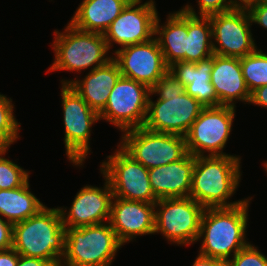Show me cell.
I'll return each mask as SVG.
<instances>
[{"label": "cell", "mask_w": 267, "mask_h": 266, "mask_svg": "<svg viewBox=\"0 0 267 266\" xmlns=\"http://www.w3.org/2000/svg\"><path fill=\"white\" fill-rule=\"evenodd\" d=\"M64 30V32L54 31L55 40L52 45L55 60L48 72L56 70L79 72L93 66L92 71L112 60L113 57L106 56L109 48L102 33L82 31L70 23Z\"/></svg>", "instance_id": "cell-5"}, {"label": "cell", "mask_w": 267, "mask_h": 266, "mask_svg": "<svg viewBox=\"0 0 267 266\" xmlns=\"http://www.w3.org/2000/svg\"><path fill=\"white\" fill-rule=\"evenodd\" d=\"M123 1H125L127 4H134L142 0H123Z\"/></svg>", "instance_id": "cell-39"}, {"label": "cell", "mask_w": 267, "mask_h": 266, "mask_svg": "<svg viewBox=\"0 0 267 266\" xmlns=\"http://www.w3.org/2000/svg\"><path fill=\"white\" fill-rule=\"evenodd\" d=\"M213 56L198 62L179 61L169 66V71L184 86L188 95L204 107H217L218 97L211 83Z\"/></svg>", "instance_id": "cell-20"}, {"label": "cell", "mask_w": 267, "mask_h": 266, "mask_svg": "<svg viewBox=\"0 0 267 266\" xmlns=\"http://www.w3.org/2000/svg\"><path fill=\"white\" fill-rule=\"evenodd\" d=\"M126 5L123 0H83L69 23L82 31L104 34Z\"/></svg>", "instance_id": "cell-23"}, {"label": "cell", "mask_w": 267, "mask_h": 266, "mask_svg": "<svg viewBox=\"0 0 267 266\" xmlns=\"http://www.w3.org/2000/svg\"><path fill=\"white\" fill-rule=\"evenodd\" d=\"M104 185L102 189L90 185L83 187L69 211L59 207L63 226L79 228L109 221L114 194L106 178Z\"/></svg>", "instance_id": "cell-16"}, {"label": "cell", "mask_w": 267, "mask_h": 266, "mask_svg": "<svg viewBox=\"0 0 267 266\" xmlns=\"http://www.w3.org/2000/svg\"><path fill=\"white\" fill-rule=\"evenodd\" d=\"M249 103L267 108V85L251 92Z\"/></svg>", "instance_id": "cell-34"}, {"label": "cell", "mask_w": 267, "mask_h": 266, "mask_svg": "<svg viewBox=\"0 0 267 266\" xmlns=\"http://www.w3.org/2000/svg\"><path fill=\"white\" fill-rule=\"evenodd\" d=\"M205 107L186 92L153 102L149 96L144 128L185 136Z\"/></svg>", "instance_id": "cell-13"}, {"label": "cell", "mask_w": 267, "mask_h": 266, "mask_svg": "<svg viewBox=\"0 0 267 266\" xmlns=\"http://www.w3.org/2000/svg\"><path fill=\"white\" fill-rule=\"evenodd\" d=\"M12 99L0 94V138L8 145L19 138L18 130L20 123L16 121L13 115Z\"/></svg>", "instance_id": "cell-27"}, {"label": "cell", "mask_w": 267, "mask_h": 266, "mask_svg": "<svg viewBox=\"0 0 267 266\" xmlns=\"http://www.w3.org/2000/svg\"><path fill=\"white\" fill-rule=\"evenodd\" d=\"M227 266H267V257L249 243L229 259Z\"/></svg>", "instance_id": "cell-30"}, {"label": "cell", "mask_w": 267, "mask_h": 266, "mask_svg": "<svg viewBox=\"0 0 267 266\" xmlns=\"http://www.w3.org/2000/svg\"><path fill=\"white\" fill-rule=\"evenodd\" d=\"M121 246L109 221L66 227L65 253L60 266H110Z\"/></svg>", "instance_id": "cell-4"}, {"label": "cell", "mask_w": 267, "mask_h": 266, "mask_svg": "<svg viewBox=\"0 0 267 266\" xmlns=\"http://www.w3.org/2000/svg\"><path fill=\"white\" fill-rule=\"evenodd\" d=\"M237 1H238V3L240 5H244V4H246V3L250 2V1H253V0H237Z\"/></svg>", "instance_id": "cell-40"}, {"label": "cell", "mask_w": 267, "mask_h": 266, "mask_svg": "<svg viewBox=\"0 0 267 266\" xmlns=\"http://www.w3.org/2000/svg\"><path fill=\"white\" fill-rule=\"evenodd\" d=\"M65 234L59 208L45 206L32 217L13 225L12 248L19 255L60 266L65 253Z\"/></svg>", "instance_id": "cell-3"}, {"label": "cell", "mask_w": 267, "mask_h": 266, "mask_svg": "<svg viewBox=\"0 0 267 266\" xmlns=\"http://www.w3.org/2000/svg\"><path fill=\"white\" fill-rule=\"evenodd\" d=\"M264 165H265L264 167H265V169H266V171H267V161L265 162Z\"/></svg>", "instance_id": "cell-41"}, {"label": "cell", "mask_w": 267, "mask_h": 266, "mask_svg": "<svg viewBox=\"0 0 267 266\" xmlns=\"http://www.w3.org/2000/svg\"><path fill=\"white\" fill-rule=\"evenodd\" d=\"M211 83L218 106L235 107L236 100L249 103L251 93L242 74L240 58L213 54Z\"/></svg>", "instance_id": "cell-19"}, {"label": "cell", "mask_w": 267, "mask_h": 266, "mask_svg": "<svg viewBox=\"0 0 267 266\" xmlns=\"http://www.w3.org/2000/svg\"><path fill=\"white\" fill-rule=\"evenodd\" d=\"M239 5L237 0H198V13L200 16H210L233 10Z\"/></svg>", "instance_id": "cell-31"}, {"label": "cell", "mask_w": 267, "mask_h": 266, "mask_svg": "<svg viewBox=\"0 0 267 266\" xmlns=\"http://www.w3.org/2000/svg\"><path fill=\"white\" fill-rule=\"evenodd\" d=\"M157 15L155 21V36L163 53L165 63L169 67L173 63L185 61L188 36V13L182 9L168 15L164 26H160Z\"/></svg>", "instance_id": "cell-22"}, {"label": "cell", "mask_w": 267, "mask_h": 266, "mask_svg": "<svg viewBox=\"0 0 267 266\" xmlns=\"http://www.w3.org/2000/svg\"><path fill=\"white\" fill-rule=\"evenodd\" d=\"M13 225L0 217V251L12 248Z\"/></svg>", "instance_id": "cell-33"}, {"label": "cell", "mask_w": 267, "mask_h": 266, "mask_svg": "<svg viewBox=\"0 0 267 266\" xmlns=\"http://www.w3.org/2000/svg\"><path fill=\"white\" fill-rule=\"evenodd\" d=\"M123 133L118 148L121 147L147 169L175 162L188 153L185 136L153 132L144 127Z\"/></svg>", "instance_id": "cell-6"}, {"label": "cell", "mask_w": 267, "mask_h": 266, "mask_svg": "<svg viewBox=\"0 0 267 266\" xmlns=\"http://www.w3.org/2000/svg\"><path fill=\"white\" fill-rule=\"evenodd\" d=\"M240 65L250 93L267 85V54L261 49L240 58Z\"/></svg>", "instance_id": "cell-26"}, {"label": "cell", "mask_w": 267, "mask_h": 266, "mask_svg": "<svg viewBox=\"0 0 267 266\" xmlns=\"http://www.w3.org/2000/svg\"><path fill=\"white\" fill-rule=\"evenodd\" d=\"M113 60L123 77L147 85L150 89L169 70L157 39L115 50Z\"/></svg>", "instance_id": "cell-14"}, {"label": "cell", "mask_w": 267, "mask_h": 266, "mask_svg": "<svg viewBox=\"0 0 267 266\" xmlns=\"http://www.w3.org/2000/svg\"><path fill=\"white\" fill-rule=\"evenodd\" d=\"M234 117L235 107H205L185 135L188 153L194 157L204 156L205 152H209V156L227 155L223 153V148Z\"/></svg>", "instance_id": "cell-11"}, {"label": "cell", "mask_w": 267, "mask_h": 266, "mask_svg": "<svg viewBox=\"0 0 267 266\" xmlns=\"http://www.w3.org/2000/svg\"><path fill=\"white\" fill-rule=\"evenodd\" d=\"M18 253L13 249L0 251V266H17Z\"/></svg>", "instance_id": "cell-35"}, {"label": "cell", "mask_w": 267, "mask_h": 266, "mask_svg": "<svg viewBox=\"0 0 267 266\" xmlns=\"http://www.w3.org/2000/svg\"><path fill=\"white\" fill-rule=\"evenodd\" d=\"M157 15L158 12L153 0L144 4H141V1L127 4L103 34L108 48L110 49L113 43L123 48L154 38L152 36L155 34Z\"/></svg>", "instance_id": "cell-15"}, {"label": "cell", "mask_w": 267, "mask_h": 266, "mask_svg": "<svg viewBox=\"0 0 267 266\" xmlns=\"http://www.w3.org/2000/svg\"><path fill=\"white\" fill-rule=\"evenodd\" d=\"M5 154L6 151L0 153V189H15L29 180V172L15 162L2 157Z\"/></svg>", "instance_id": "cell-28"}, {"label": "cell", "mask_w": 267, "mask_h": 266, "mask_svg": "<svg viewBox=\"0 0 267 266\" xmlns=\"http://www.w3.org/2000/svg\"><path fill=\"white\" fill-rule=\"evenodd\" d=\"M209 17L214 54L242 58L257 49L250 30L252 23L244 5Z\"/></svg>", "instance_id": "cell-12"}, {"label": "cell", "mask_w": 267, "mask_h": 266, "mask_svg": "<svg viewBox=\"0 0 267 266\" xmlns=\"http://www.w3.org/2000/svg\"><path fill=\"white\" fill-rule=\"evenodd\" d=\"M192 266H227V262L217 258H209L199 254Z\"/></svg>", "instance_id": "cell-37"}, {"label": "cell", "mask_w": 267, "mask_h": 266, "mask_svg": "<svg viewBox=\"0 0 267 266\" xmlns=\"http://www.w3.org/2000/svg\"><path fill=\"white\" fill-rule=\"evenodd\" d=\"M185 86L168 70L150 89V95L159 94L157 100L185 93Z\"/></svg>", "instance_id": "cell-29"}, {"label": "cell", "mask_w": 267, "mask_h": 266, "mask_svg": "<svg viewBox=\"0 0 267 266\" xmlns=\"http://www.w3.org/2000/svg\"><path fill=\"white\" fill-rule=\"evenodd\" d=\"M149 96L150 88L147 85L121 76L111 89L108 102L99 113V119H105L122 132L143 127Z\"/></svg>", "instance_id": "cell-9"}, {"label": "cell", "mask_w": 267, "mask_h": 266, "mask_svg": "<svg viewBox=\"0 0 267 266\" xmlns=\"http://www.w3.org/2000/svg\"><path fill=\"white\" fill-rule=\"evenodd\" d=\"M240 160L230 154L195 157L189 197L204 208L233 207L243 202H227L241 180Z\"/></svg>", "instance_id": "cell-1"}, {"label": "cell", "mask_w": 267, "mask_h": 266, "mask_svg": "<svg viewBox=\"0 0 267 266\" xmlns=\"http://www.w3.org/2000/svg\"><path fill=\"white\" fill-rule=\"evenodd\" d=\"M61 91L66 155L81 166L90 150L92 124L100 120L99 114L69 84H62Z\"/></svg>", "instance_id": "cell-8"}, {"label": "cell", "mask_w": 267, "mask_h": 266, "mask_svg": "<svg viewBox=\"0 0 267 266\" xmlns=\"http://www.w3.org/2000/svg\"><path fill=\"white\" fill-rule=\"evenodd\" d=\"M100 168L111 186L114 197L129 201L156 203L148 169L135 161L121 147Z\"/></svg>", "instance_id": "cell-10"}, {"label": "cell", "mask_w": 267, "mask_h": 266, "mask_svg": "<svg viewBox=\"0 0 267 266\" xmlns=\"http://www.w3.org/2000/svg\"><path fill=\"white\" fill-rule=\"evenodd\" d=\"M155 231L172 243L190 245L198 241L205 208L190 197L162 198L155 203Z\"/></svg>", "instance_id": "cell-7"}, {"label": "cell", "mask_w": 267, "mask_h": 266, "mask_svg": "<svg viewBox=\"0 0 267 266\" xmlns=\"http://www.w3.org/2000/svg\"><path fill=\"white\" fill-rule=\"evenodd\" d=\"M251 23H257L263 28L267 29V1L253 0L244 4Z\"/></svg>", "instance_id": "cell-32"}, {"label": "cell", "mask_w": 267, "mask_h": 266, "mask_svg": "<svg viewBox=\"0 0 267 266\" xmlns=\"http://www.w3.org/2000/svg\"><path fill=\"white\" fill-rule=\"evenodd\" d=\"M249 202L247 198L233 207L205 208L198 236V240L203 237L199 254L228 262L249 244L245 240Z\"/></svg>", "instance_id": "cell-2"}, {"label": "cell", "mask_w": 267, "mask_h": 266, "mask_svg": "<svg viewBox=\"0 0 267 266\" xmlns=\"http://www.w3.org/2000/svg\"><path fill=\"white\" fill-rule=\"evenodd\" d=\"M10 148L1 138H0V153H3Z\"/></svg>", "instance_id": "cell-38"}, {"label": "cell", "mask_w": 267, "mask_h": 266, "mask_svg": "<svg viewBox=\"0 0 267 266\" xmlns=\"http://www.w3.org/2000/svg\"><path fill=\"white\" fill-rule=\"evenodd\" d=\"M195 157L187 153L175 162L148 169L149 180L157 199L189 197Z\"/></svg>", "instance_id": "cell-18"}, {"label": "cell", "mask_w": 267, "mask_h": 266, "mask_svg": "<svg viewBox=\"0 0 267 266\" xmlns=\"http://www.w3.org/2000/svg\"><path fill=\"white\" fill-rule=\"evenodd\" d=\"M188 13V36L185 62H198L213 56L212 27L209 16H198L194 8L186 5Z\"/></svg>", "instance_id": "cell-25"}, {"label": "cell", "mask_w": 267, "mask_h": 266, "mask_svg": "<svg viewBox=\"0 0 267 266\" xmlns=\"http://www.w3.org/2000/svg\"><path fill=\"white\" fill-rule=\"evenodd\" d=\"M117 63L112 59L104 66L90 70L83 80H62L69 84L98 114L105 108L111 89L121 77Z\"/></svg>", "instance_id": "cell-21"}, {"label": "cell", "mask_w": 267, "mask_h": 266, "mask_svg": "<svg viewBox=\"0 0 267 266\" xmlns=\"http://www.w3.org/2000/svg\"><path fill=\"white\" fill-rule=\"evenodd\" d=\"M17 266H54L50 261L18 254Z\"/></svg>", "instance_id": "cell-36"}, {"label": "cell", "mask_w": 267, "mask_h": 266, "mask_svg": "<svg viewBox=\"0 0 267 266\" xmlns=\"http://www.w3.org/2000/svg\"><path fill=\"white\" fill-rule=\"evenodd\" d=\"M45 205L30 192L28 180L15 189H0V217L12 225L38 213Z\"/></svg>", "instance_id": "cell-24"}, {"label": "cell", "mask_w": 267, "mask_h": 266, "mask_svg": "<svg viewBox=\"0 0 267 266\" xmlns=\"http://www.w3.org/2000/svg\"><path fill=\"white\" fill-rule=\"evenodd\" d=\"M113 199L109 223L123 245L138 235L155 234V203Z\"/></svg>", "instance_id": "cell-17"}]
</instances>
